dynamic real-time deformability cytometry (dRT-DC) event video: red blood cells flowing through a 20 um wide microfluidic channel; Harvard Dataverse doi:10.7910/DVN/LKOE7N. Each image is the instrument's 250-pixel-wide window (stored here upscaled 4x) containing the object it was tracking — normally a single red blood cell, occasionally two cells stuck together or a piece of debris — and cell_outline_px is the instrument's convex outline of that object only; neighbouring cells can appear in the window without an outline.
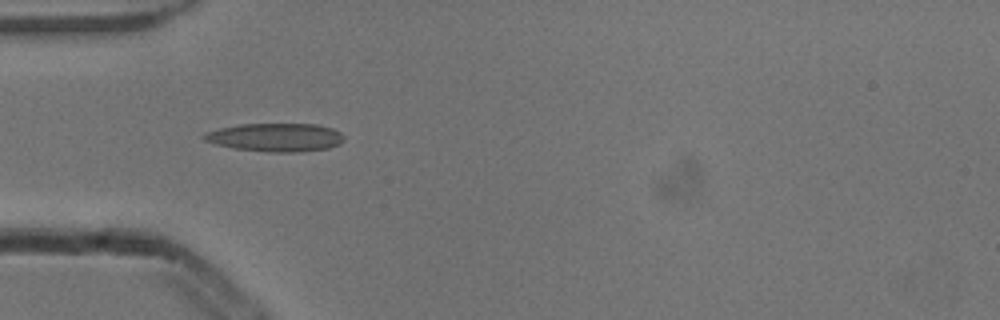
{"species": "common noctule bat (a hibernating species)", "species_latin": "Nyctalus noctula", "temperature_condition": "cold", "stored_images_in_passage": 17, "camera_frame_rate_fps": 3000, "um_per_image_px": 0.085, "animal": {"sex": "male", "body_mass_g": 13.3}, "frame": {"image": 1, "passage_image": 3, "time_ms": 0.667, "image_size_px": [1000, 320], "cell_outline_px": [[344, 140], [340, 144], [328, 148], [300, 152], [268, 152], [232, 148], [216, 144], [204, 140], [200, 136], [204, 132], [220, 128], [240, 124], [316, 124], [332, 128], [340, 132], [344, 136]], "centroid_in_image_um": [23.41, 11.68], "position_along_channel_um": 61.6, "area_um2": 23.29}}
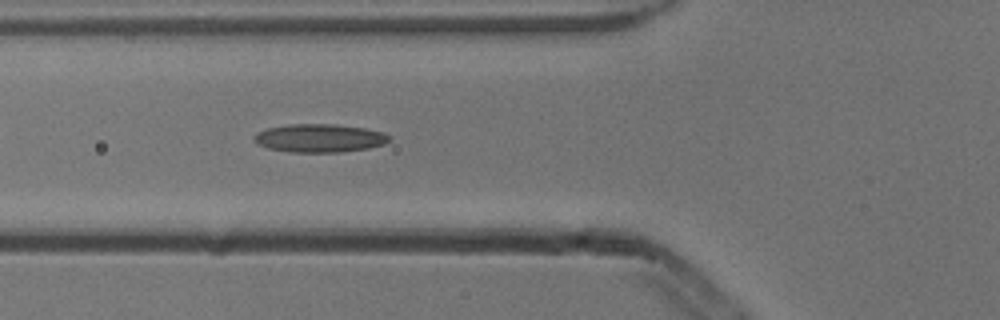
{"frame": {"image": 2, "passage_image": 6, "time_ms": 1.667, "image_size_px": [1000, 320], "cell_outline_px": [[392, 140], [384, 144], [368, 148], [340, 152], [288, 152], [268, 148], [256, 144], [252, 140], [252, 136], [256, 132], [268, 128], [288, 124], [336, 124], [364, 128], [384, 132], [392, 136]], "centroid_in_image_um": [27.15, 11.74], "position_along_channel_um": 98.7, "area_um2": 22.6}}
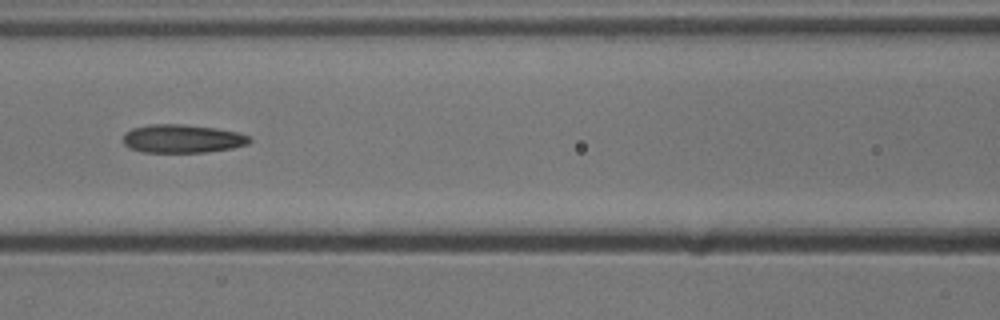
{"frame": {"image": 3, "passage_image": 10, "time_ms": 3.0, "image_size_px": [1000, 320], "cell_outline_px": [[252, 140], [248, 144], [232, 148], [204, 152], [144, 152], [128, 148], [124, 144], [124, 132], [132, 128], [148, 124], [180, 124], [216, 128], [236, 132], [248, 136]], "centroid_in_image_um": [15.46, 11.78], "position_along_channel_um": 151.1, "area_um2": 20.87}}